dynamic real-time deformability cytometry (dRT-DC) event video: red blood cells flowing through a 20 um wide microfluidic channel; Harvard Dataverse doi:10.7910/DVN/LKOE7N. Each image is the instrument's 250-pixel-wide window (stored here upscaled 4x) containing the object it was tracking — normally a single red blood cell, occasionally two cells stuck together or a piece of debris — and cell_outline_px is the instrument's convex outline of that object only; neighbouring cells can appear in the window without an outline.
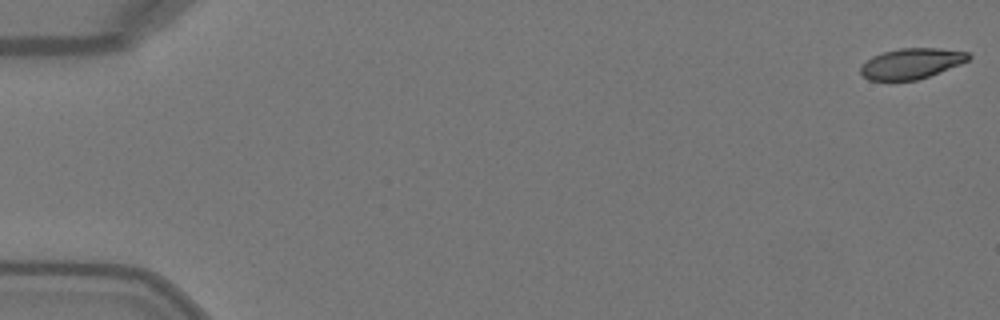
{"species": "Egyptian fruit bat (a non-hibernating species)", "species_latin": "Rousettus aegyptiacus", "temperature_condition": "warm", "stored_images_in_passage": 50, "camera_frame_rate_fps": 3000, "um_per_image_px": 0.085, "animal": {"sex": "female"}, "frame": {"image": 1, "passage_image": 1, "time_ms": 0.0, "image_size_px": [1000, 320], "cell_outline_px": [[972, 56], [968, 60], [960, 64], [928, 76], [916, 80], [868, 80], [860, 72], [860, 64], [872, 56], [884, 52], [900, 48], [940, 48], [968, 52]], "centroid_in_image_um": [77.45, 5.39], "position_along_channel_um": 7.6, "area_um2": 19.13}}
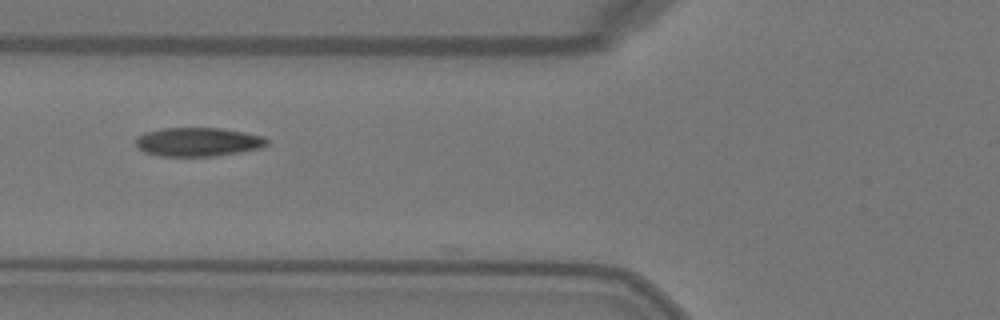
{"frame": {"image": 2, "passage_image": 20, "time_ms": 6.333, "image_size_px": [1000, 320], "cell_outline_px": [[268, 144], [264, 148], [216, 156], [160, 156], [144, 152], [136, 148], [136, 136], [144, 132], [160, 128], [220, 128], [244, 132], [264, 136], [268, 140]], "centroid_in_image_um": [16.82, 12.06], "position_along_channel_um": 109.0, "area_um2": 22.37}}
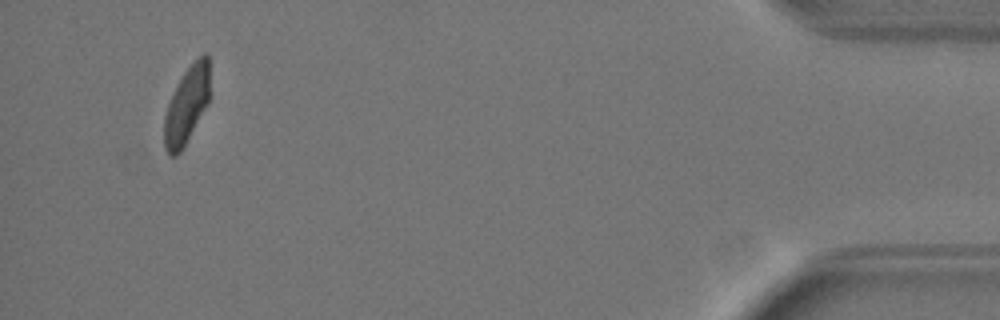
{"frame": {"image": 3, "passage_image": 48, "time_ms": 15.667, "image_size_px": [1000, 320], "cell_outline_px": [[208, 104], [180, 152], [176, 156], [168, 156], [164, 148], [164, 116], [168, 104], [184, 72], [204, 52], [208, 56]], "centroid_in_image_um": [15.84, 9.01], "position_along_channel_um": 419.4, "area_um2": 19.88}, "authors_computed_cell_mechanics": {"area_um2": 21.6461, "velocity_mm_per_s": 4.0835, "shape_relaxation_time_tau1_ms": 3.3284, "shape_relaxation_time_tau2_ms": 0.8125, "deformation_change_tau1": 0.1395, "deformation_change_tau2": 0.0432}}